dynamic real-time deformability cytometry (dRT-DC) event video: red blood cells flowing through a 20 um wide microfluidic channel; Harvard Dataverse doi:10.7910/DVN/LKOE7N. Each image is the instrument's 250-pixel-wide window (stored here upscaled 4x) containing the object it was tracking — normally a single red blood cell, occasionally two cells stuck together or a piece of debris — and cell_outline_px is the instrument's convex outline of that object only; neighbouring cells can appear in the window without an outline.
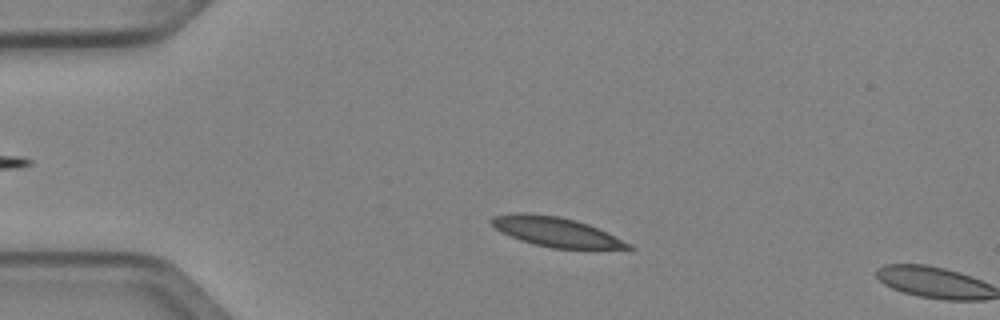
{"species": "Egyptian fruit bat (a non-hibernating species)", "species_latin": "Rousettus aegyptiacus", "temperature_condition": "cold", "stored_images_in_passage": 4, "camera_frame_rate_fps": 3000, "um_per_image_px": 0.085, "animal": {"sex": "female"}, "frame": {"image": 1, "passage_image": 2, "time_ms": 0.333, "image_size_px": [1000, 320], "cell_outline_px": [[636, 248], [552, 248], [520, 240], [500, 232], [492, 224], [492, 216], [520, 212], [524, 212], [560, 216], [576, 220], [588, 224], [632, 244]], "centroid_in_image_um": [47.23, 19.69], "position_along_channel_um": 37.8, "area_um2": 23.18}}